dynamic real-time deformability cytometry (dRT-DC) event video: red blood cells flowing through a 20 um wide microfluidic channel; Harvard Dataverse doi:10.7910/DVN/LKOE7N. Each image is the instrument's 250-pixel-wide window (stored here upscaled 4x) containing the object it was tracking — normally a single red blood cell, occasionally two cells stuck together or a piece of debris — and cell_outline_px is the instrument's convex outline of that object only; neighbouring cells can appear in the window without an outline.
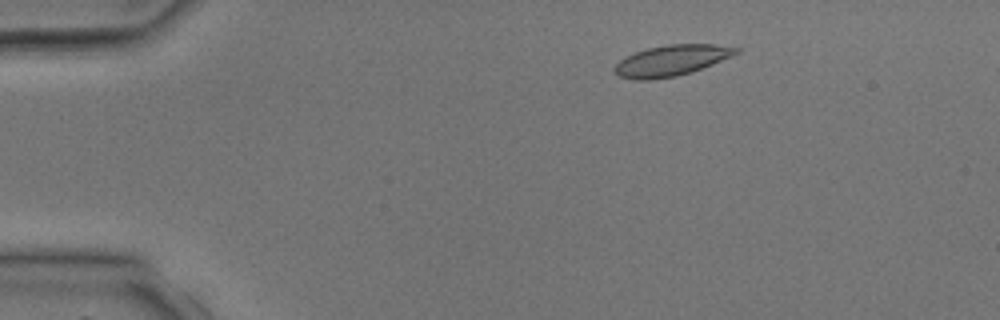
{"species": "common noctule bat (a hibernating species)", "species_latin": "Nyctalus noctula", "temperature_condition": "room temperature", "stored_images_in_passage": 3, "camera_frame_rate_fps": 3000, "um_per_image_px": 0.085, "animal": {"sex": "male", "body_mass_g": 17.9, "forearm_length_mm": 54.2}, "frame": {"image": 1, "passage_image": 2, "time_ms": 1.333, "image_size_px": [1000, 320], "cell_outline_px": [[740, 52], [732, 56], [692, 72], [676, 76], [648, 80], [636, 80], [620, 76], [612, 72], [612, 68], [620, 60], [636, 52], [648, 48], [668, 44], [716, 44], [740, 48]], "centroid_in_image_um": [57.07, 5.14], "position_along_channel_um": 27.9, "area_um2": 21.79}}